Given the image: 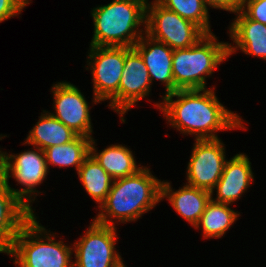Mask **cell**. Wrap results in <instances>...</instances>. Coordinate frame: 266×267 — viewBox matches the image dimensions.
Returning a JSON list of instances; mask_svg holds the SVG:
<instances>
[{"label":"cell","mask_w":266,"mask_h":267,"mask_svg":"<svg viewBox=\"0 0 266 267\" xmlns=\"http://www.w3.org/2000/svg\"><path fill=\"white\" fill-rule=\"evenodd\" d=\"M200 91H205L199 94ZM177 96V101L171 100ZM166 103L162 110L166 112L174 126L189 133H199L197 139H217L212 132L215 130L231 129L240 124L237 115L227 111L210 90H177L164 97ZM208 131L210 135L207 136Z\"/></svg>","instance_id":"6da1fadb"},{"label":"cell","mask_w":266,"mask_h":267,"mask_svg":"<svg viewBox=\"0 0 266 267\" xmlns=\"http://www.w3.org/2000/svg\"><path fill=\"white\" fill-rule=\"evenodd\" d=\"M113 182L106 200L105 208L111 217L130 221L151 209L162 197L170 194L169 183H161L150 175L147 169Z\"/></svg>","instance_id":"7a4b0ae2"},{"label":"cell","mask_w":266,"mask_h":267,"mask_svg":"<svg viewBox=\"0 0 266 267\" xmlns=\"http://www.w3.org/2000/svg\"><path fill=\"white\" fill-rule=\"evenodd\" d=\"M145 1L114 0L93 10L95 31L91 46L133 47L138 41L133 29L143 22L147 12Z\"/></svg>","instance_id":"3957f363"},{"label":"cell","mask_w":266,"mask_h":267,"mask_svg":"<svg viewBox=\"0 0 266 267\" xmlns=\"http://www.w3.org/2000/svg\"><path fill=\"white\" fill-rule=\"evenodd\" d=\"M215 36L206 34L189 48L174 49L172 55V73L177 90L205 89V77L226 59L234 50L228 44L215 43ZM207 40L204 45L201 43Z\"/></svg>","instance_id":"277c9868"},{"label":"cell","mask_w":266,"mask_h":267,"mask_svg":"<svg viewBox=\"0 0 266 267\" xmlns=\"http://www.w3.org/2000/svg\"><path fill=\"white\" fill-rule=\"evenodd\" d=\"M42 230L44 228L39 226L34 216L21 228L8 252L16 255L15 263L21 264V267H68L71 254L69 247L61 242H53L49 237L47 239L52 243L26 240Z\"/></svg>","instance_id":"5b68a950"},{"label":"cell","mask_w":266,"mask_h":267,"mask_svg":"<svg viewBox=\"0 0 266 267\" xmlns=\"http://www.w3.org/2000/svg\"><path fill=\"white\" fill-rule=\"evenodd\" d=\"M151 11V15L146 19V32L152 42L165 43L173 50L182 49L193 46L206 35L199 26L164 8L158 2L154 3Z\"/></svg>","instance_id":"8992f818"},{"label":"cell","mask_w":266,"mask_h":267,"mask_svg":"<svg viewBox=\"0 0 266 267\" xmlns=\"http://www.w3.org/2000/svg\"><path fill=\"white\" fill-rule=\"evenodd\" d=\"M115 228L102 212L86 235L76 244L77 267H124L114 252ZM115 253V254H114Z\"/></svg>","instance_id":"52a82bcc"},{"label":"cell","mask_w":266,"mask_h":267,"mask_svg":"<svg viewBox=\"0 0 266 267\" xmlns=\"http://www.w3.org/2000/svg\"><path fill=\"white\" fill-rule=\"evenodd\" d=\"M95 102L112 99L110 106L119 111V84L125 62V47L91 46Z\"/></svg>","instance_id":"ba28073f"},{"label":"cell","mask_w":266,"mask_h":267,"mask_svg":"<svg viewBox=\"0 0 266 267\" xmlns=\"http://www.w3.org/2000/svg\"><path fill=\"white\" fill-rule=\"evenodd\" d=\"M189 165L188 182L190 186L212 193L225 166L222 143L218 139H196Z\"/></svg>","instance_id":"9c48e42d"},{"label":"cell","mask_w":266,"mask_h":267,"mask_svg":"<svg viewBox=\"0 0 266 267\" xmlns=\"http://www.w3.org/2000/svg\"><path fill=\"white\" fill-rule=\"evenodd\" d=\"M57 115H52L78 136L91 138L88 104L80 91L69 83L54 86Z\"/></svg>","instance_id":"30bf717a"},{"label":"cell","mask_w":266,"mask_h":267,"mask_svg":"<svg viewBox=\"0 0 266 267\" xmlns=\"http://www.w3.org/2000/svg\"><path fill=\"white\" fill-rule=\"evenodd\" d=\"M119 84V111L124 114L149 92L148 69L134 47H125V62ZM148 91V92H147Z\"/></svg>","instance_id":"8fae6325"},{"label":"cell","mask_w":266,"mask_h":267,"mask_svg":"<svg viewBox=\"0 0 266 267\" xmlns=\"http://www.w3.org/2000/svg\"><path fill=\"white\" fill-rule=\"evenodd\" d=\"M42 155L38 154L35 151H28L19 154L16 156L15 162L10 164V158L15 157L11 156L7 157L0 154L1 165H2V178L5 181H8L9 170L13 172V176L19 181V183L24 184L27 186V189H22L20 191H16L11 189L15 196H17L30 210L31 207L29 206L28 201L23 199L25 194L32 192L33 187L39 184L47 173V165L45 159L44 150L38 148Z\"/></svg>","instance_id":"7c38bea8"},{"label":"cell","mask_w":266,"mask_h":267,"mask_svg":"<svg viewBox=\"0 0 266 267\" xmlns=\"http://www.w3.org/2000/svg\"><path fill=\"white\" fill-rule=\"evenodd\" d=\"M3 178L0 180V252L8 253L21 228L33 217Z\"/></svg>","instance_id":"4fadbf2b"},{"label":"cell","mask_w":266,"mask_h":267,"mask_svg":"<svg viewBox=\"0 0 266 267\" xmlns=\"http://www.w3.org/2000/svg\"><path fill=\"white\" fill-rule=\"evenodd\" d=\"M252 179L248 158L243 154H237L225 163L223 173L216 184L218 198L215 202L230 204L244 192Z\"/></svg>","instance_id":"5bb4252c"},{"label":"cell","mask_w":266,"mask_h":267,"mask_svg":"<svg viewBox=\"0 0 266 267\" xmlns=\"http://www.w3.org/2000/svg\"><path fill=\"white\" fill-rule=\"evenodd\" d=\"M143 37L139 36L137 43L133 46L141 55L149 73L150 81L152 78L159 79L166 83L167 94L175 92V82L172 73L173 49L165 48V43L155 41L157 44L147 50Z\"/></svg>","instance_id":"9a60e30c"},{"label":"cell","mask_w":266,"mask_h":267,"mask_svg":"<svg viewBox=\"0 0 266 267\" xmlns=\"http://www.w3.org/2000/svg\"><path fill=\"white\" fill-rule=\"evenodd\" d=\"M240 11L231 26V37L245 53L266 59V25L249 19L242 9Z\"/></svg>","instance_id":"2e32d148"},{"label":"cell","mask_w":266,"mask_h":267,"mask_svg":"<svg viewBox=\"0 0 266 267\" xmlns=\"http://www.w3.org/2000/svg\"><path fill=\"white\" fill-rule=\"evenodd\" d=\"M211 194L210 191L186 185L169 196V200L180 215L196 226L212 199Z\"/></svg>","instance_id":"e0dca14e"},{"label":"cell","mask_w":266,"mask_h":267,"mask_svg":"<svg viewBox=\"0 0 266 267\" xmlns=\"http://www.w3.org/2000/svg\"><path fill=\"white\" fill-rule=\"evenodd\" d=\"M77 134L52 115L41 116L40 121L30 131L27 142L41 146L44 150L48 147L71 142Z\"/></svg>","instance_id":"ac0fdd59"},{"label":"cell","mask_w":266,"mask_h":267,"mask_svg":"<svg viewBox=\"0 0 266 267\" xmlns=\"http://www.w3.org/2000/svg\"><path fill=\"white\" fill-rule=\"evenodd\" d=\"M90 143V155L83 161V164L78 169L80 180L82 181L86 191L96 202L101 204L106 200L111 189L110 183L112 177L105 169L91 156L94 151Z\"/></svg>","instance_id":"d6986e66"},{"label":"cell","mask_w":266,"mask_h":267,"mask_svg":"<svg viewBox=\"0 0 266 267\" xmlns=\"http://www.w3.org/2000/svg\"><path fill=\"white\" fill-rule=\"evenodd\" d=\"M85 136H76L71 142L55 145L44 149L46 162L53 165H76L78 170L83 161L90 155L91 139Z\"/></svg>","instance_id":"ffe728a7"},{"label":"cell","mask_w":266,"mask_h":267,"mask_svg":"<svg viewBox=\"0 0 266 267\" xmlns=\"http://www.w3.org/2000/svg\"><path fill=\"white\" fill-rule=\"evenodd\" d=\"M115 180L135 174L141 168H136V164L127 148L122 146H111L99 155H91Z\"/></svg>","instance_id":"44dd1931"},{"label":"cell","mask_w":266,"mask_h":267,"mask_svg":"<svg viewBox=\"0 0 266 267\" xmlns=\"http://www.w3.org/2000/svg\"><path fill=\"white\" fill-rule=\"evenodd\" d=\"M228 204L218 203L212 199L207 204L198 224H202L204 237H220L235 221L238 214L227 207Z\"/></svg>","instance_id":"7402d4cb"},{"label":"cell","mask_w":266,"mask_h":267,"mask_svg":"<svg viewBox=\"0 0 266 267\" xmlns=\"http://www.w3.org/2000/svg\"><path fill=\"white\" fill-rule=\"evenodd\" d=\"M157 2L209 34L208 11L204 0H158Z\"/></svg>","instance_id":"603a6c76"},{"label":"cell","mask_w":266,"mask_h":267,"mask_svg":"<svg viewBox=\"0 0 266 267\" xmlns=\"http://www.w3.org/2000/svg\"><path fill=\"white\" fill-rule=\"evenodd\" d=\"M246 0H243L242 10ZM248 12L243 13L251 20L258 21L266 25V0H248Z\"/></svg>","instance_id":"cb8c5ba5"},{"label":"cell","mask_w":266,"mask_h":267,"mask_svg":"<svg viewBox=\"0 0 266 267\" xmlns=\"http://www.w3.org/2000/svg\"><path fill=\"white\" fill-rule=\"evenodd\" d=\"M26 4L27 0H0V22L15 16Z\"/></svg>","instance_id":"d4e9b609"},{"label":"cell","mask_w":266,"mask_h":267,"mask_svg":"<svg viewBox=\"0 0 266 267\" xmlns=\"http://www.w3.org/2000/svg\"><path fill=\"white\" fill-rule=\"evenodd\" d=\"M205 3L215 8H221L232 12L242 9L243 0H204Z\"/></svg>","instance_id":"484cf974"},{"label":"cell","mask_w":266,"mask_h":267,"mask_svg":"<svg viewBox=\"0 0 266 267\" xmlns=\"http://www.w3.org/2000/svg\"><path fill=\"white\" fill-rule=\"evenodd\" d=\"M2 179V165H1V159H0V180Z\"/></svg>","instance_id":"4316f807"}]
</instances>
